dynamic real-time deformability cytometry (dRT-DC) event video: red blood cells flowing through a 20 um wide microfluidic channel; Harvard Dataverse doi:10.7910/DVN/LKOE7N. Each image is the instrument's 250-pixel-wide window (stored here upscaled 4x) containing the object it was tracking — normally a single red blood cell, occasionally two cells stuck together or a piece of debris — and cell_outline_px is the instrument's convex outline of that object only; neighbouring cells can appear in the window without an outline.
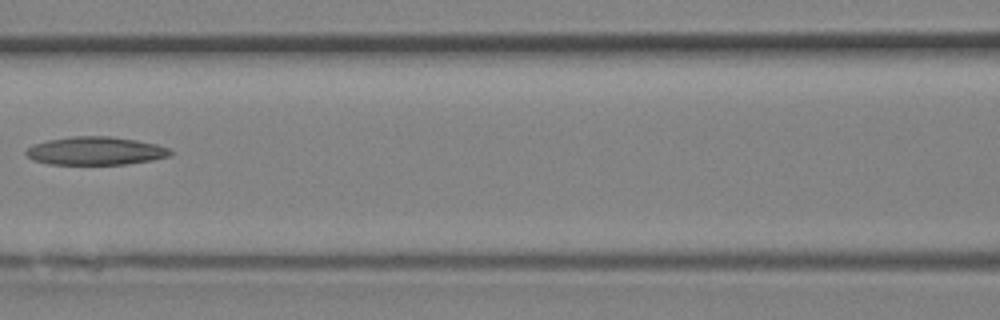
{"species": "Egyptian fruit bat (a non-hibernating species)", "species_latin": "Rousettus aegyptiacus", "temperature_condition": "room temperature", "stored_images_in_passage": 11, "camera_frame_rate_fps": 3000, "um_per_image_px": 0.085, "animal": {"sex": "female"}, "frame": {"image": 1, "passage_image": 10, "time_ms": 3.0, "image_size_px": [1000, 320], "cell_outline_px": [[172, 156], [152, 160], [128, 164], [48, 164], [32, 160], [24, 152], [32, 144], [48, 140], [72, 136], [108, 136], [136, 140], [156, 144], [168, 148], [172, 152]], "centroid_in_image_um": [8.11, 12.83], "position_along_channel_um": 158.5, "area_um2": 23.76}}